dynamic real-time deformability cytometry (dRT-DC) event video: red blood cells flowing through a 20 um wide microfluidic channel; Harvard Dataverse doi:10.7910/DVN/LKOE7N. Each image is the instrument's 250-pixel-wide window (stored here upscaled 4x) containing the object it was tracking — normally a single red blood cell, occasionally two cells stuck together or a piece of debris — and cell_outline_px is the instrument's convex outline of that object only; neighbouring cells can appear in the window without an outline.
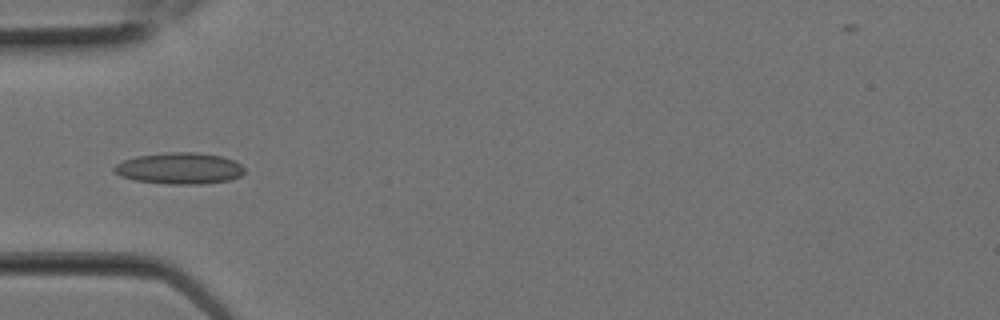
{"species": "Egyptian fruit bat (a non-hibernating species)", "species_latin": "Rousettus aegyptiacus", "temperature_condition": "room temperature", "stored_images_in_passage": 7, "camera_frame_rate_fps": 3000, "um_per_image_px": 0.085, "animal": {"sex": "female"}, "frame": {"image": 1, "passage_image": 6, "time_ms": 1.667, "image_size_px": [1000, 320], "cell_outline_px": [[244, 172], [240, 176], [228, 180], [200, 184], [168, 184], [136, 180], [120, 176], [112, 172], [112, 168], [116, 164], [124, 160], [136, 156], [168, 152], [196, 152], [220, 156], [232, 160], [240, 164], [244, 168]], "centroid_in_image_um": [15.22, 14.31], "position_along_channel_um": 69.8, "area_um2": 23.76}}